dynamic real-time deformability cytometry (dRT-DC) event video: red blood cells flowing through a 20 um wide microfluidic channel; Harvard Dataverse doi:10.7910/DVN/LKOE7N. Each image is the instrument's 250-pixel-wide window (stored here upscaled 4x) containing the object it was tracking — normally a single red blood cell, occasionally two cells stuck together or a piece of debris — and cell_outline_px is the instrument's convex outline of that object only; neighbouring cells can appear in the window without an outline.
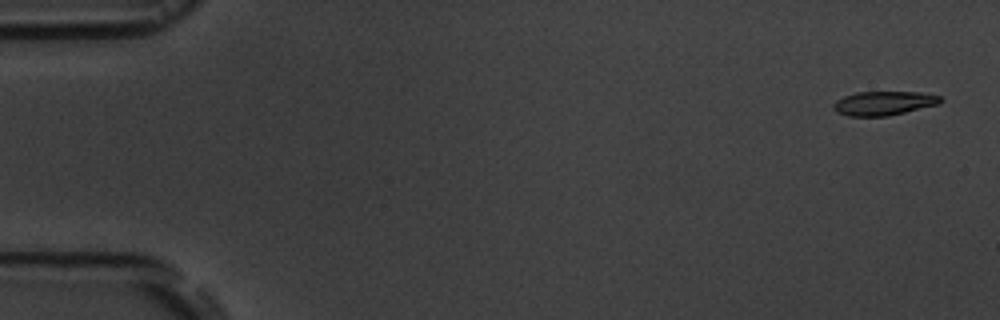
{"species": "common noctule bat (a hibernating species)", "species_latin": "Nyctalus noctula", "temperature_condition": "room temperature", "stored_images_in_passage": 5, "segment_of_instrument_passage": [2, 2], "camera_frame_rate_fps": 3000, "um_per_image_px": 0.085, "animal": {"sex": "male", "body_mass_g": 19.5, "forearm_length_mm": 54.6}, "frame": {"image": 1, "passage_image": 5, "time_ms": 12.333, "image_size_px": [1000, 320], "cell_outline_px": [[944, 100], [940, 104], [888, 116], [848, 116], [836, 112], [832, 108], [832, 104], [836, 100], [844, 96], [856, 92], [920, 92], [940, 96]], "centroid_in_image_um": [75.11, 8.77], "position_along_channel_um": 9.9, "area_um2": 15.14}}